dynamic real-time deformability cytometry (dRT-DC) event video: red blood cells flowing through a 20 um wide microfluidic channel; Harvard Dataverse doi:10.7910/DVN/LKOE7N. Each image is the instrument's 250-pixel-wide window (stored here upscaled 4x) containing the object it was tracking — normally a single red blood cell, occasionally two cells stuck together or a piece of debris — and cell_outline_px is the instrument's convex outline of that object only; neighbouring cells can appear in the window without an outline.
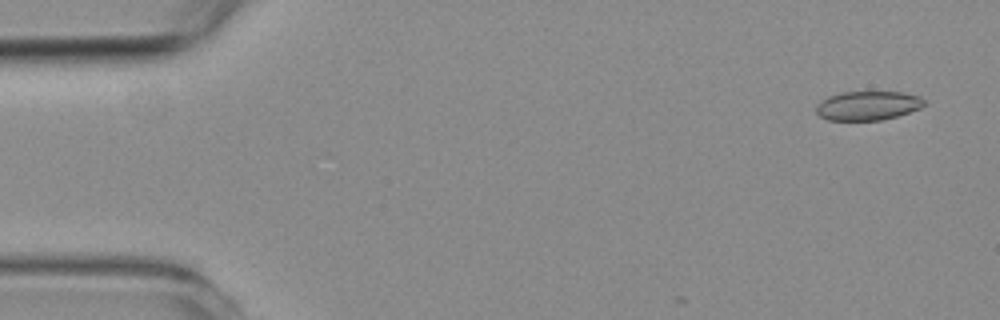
{"species": "common noctule bat (a hibernating species)", "species_latin": "Nyctalus noctula", "temperature_condition": "room temperature", "stored_images_in_passage": 6, "camera_frame_rate_fps": 3000, "um_per_image_px": 0.085, "animal": {"sex": "female", "body_mass_g": 19.3, "forearm_length_mm": 54.1}, "frame": {"image": 1, "passage_image": 3, "time_ms": 0.667, "image_size_px": [1000, 320], "cell_outline_px": [[924, 104], [920, 108], [896, 116], [880, 120], [828, 120], [820, 116], [816, 112], [816, 104], [828, 96], [840, 92], [900, 92], [920, 96], [924, 100]], "centroid_in_image_um": [73.73, 8.97], "position_along_channel_um": 11.3, "area_um2": 18.21}}